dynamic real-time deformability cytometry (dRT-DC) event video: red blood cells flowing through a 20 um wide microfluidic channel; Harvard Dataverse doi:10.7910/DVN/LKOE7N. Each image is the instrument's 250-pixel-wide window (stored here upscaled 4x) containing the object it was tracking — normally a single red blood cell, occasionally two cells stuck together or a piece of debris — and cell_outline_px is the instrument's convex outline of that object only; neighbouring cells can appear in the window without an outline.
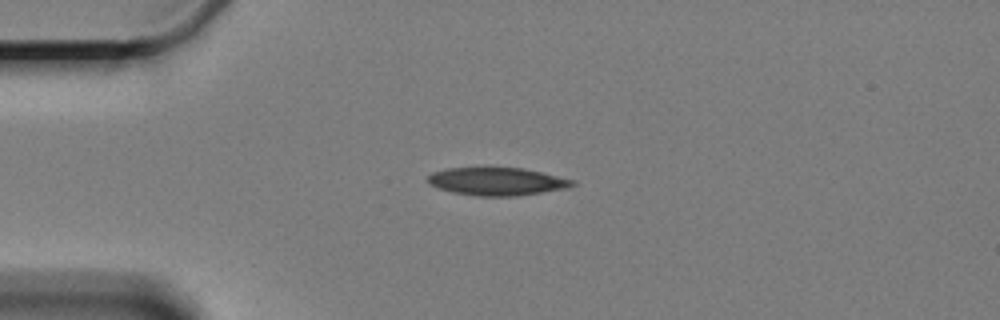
{"species": "Egyptian fruit bat (a non-hibernating species)", "species_latin": "Rousettus aegyptiacus", "temperature_condition": "cold", "stored_images_in_passage": 4, "segment_of_instrument_passage": [1, 2], "camera_frame_rate_fps": 3000, "um_per_image_px": 0.085, "animal": {"sex": "female"}, "frame": {"image": 1, "passage_image": 2, "time_ms": 1.333, "image_size_px": [1000, 320], "cell_outline_px": [[576, 184], [568, 188], [516, 196], [476, 196], [452, 192], [436, 188], [428, 184], [428, 176], [432, 172], [448, 168], [520, 168], [540, 172], [576, 180]], "centroid_in_image_um": [42.23, 15.43], "position_along_channel_um": 42.8, "area_um2": 23.47}}